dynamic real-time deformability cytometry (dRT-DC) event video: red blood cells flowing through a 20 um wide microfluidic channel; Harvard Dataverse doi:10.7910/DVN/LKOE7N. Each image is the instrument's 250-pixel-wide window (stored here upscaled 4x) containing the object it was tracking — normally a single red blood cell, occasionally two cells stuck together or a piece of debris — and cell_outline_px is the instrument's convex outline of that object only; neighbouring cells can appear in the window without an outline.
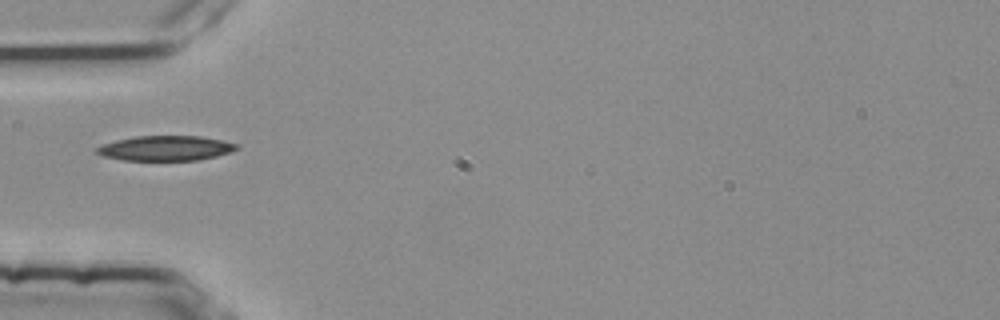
{"species": "common noctule bat (a hibernating species)", "species_latin": "Nyctalus noctula", "temperature_condition": "room temperature", "stored_images_in_passage": 1, "camera_frame_rate_fps": 3000, "um_per_image_px": 0.085, "animal": {"sex": "female", "body_mass_g": 25.1}, "frame": {"image": 1, "passage_image": 1, "time_ms": 0.0, "image_size_px": [1000, 320], "cell_outline_px": [[240, 148], [216, 156], [196, 160], [124, 160], [104, 156], [96, 152], [96, 148], [104, 144], [116, 140], [136, 136], [200, 136], [240, 144]], "centroid_in_image_um": [14.1, 12.59], "position_along_channel_um": 70.9, "area_um2": 20.11}}